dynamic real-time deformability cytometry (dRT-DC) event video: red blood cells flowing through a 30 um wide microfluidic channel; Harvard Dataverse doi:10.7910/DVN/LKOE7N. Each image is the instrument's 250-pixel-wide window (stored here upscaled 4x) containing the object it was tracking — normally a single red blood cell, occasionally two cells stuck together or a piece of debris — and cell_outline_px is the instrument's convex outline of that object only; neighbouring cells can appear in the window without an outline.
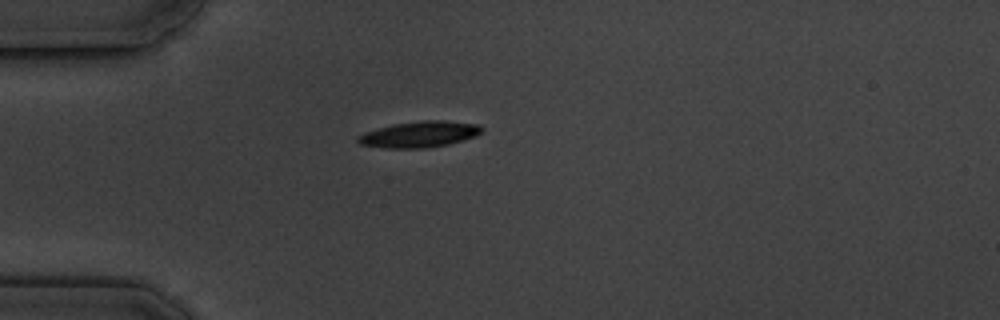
{"species": "common noctule bat (a hibernating species)", "species_latin": "Nyctalus noctula", "temperature_condition": "cold", "stored_images_in_passage": 1, "camera_frame_rate_fps": 3000, "um_per_image_px": 0.085, "animal": {"sex": "male", "body_mass_g": 19.5, "forearm_length_mm": 54.6}, "frame": {"image": 1, "passage_image": 1, "time_ms": 0.0, "image_size_px": [1000, 320], "cell_outline_px": [[484, 128], [476, 136], [464, 140], [448, 144], [424, 148], [388, 148], [360, 144], [356, 140], [356, 136], [364, 132], [392, 124], [420, 120], [444, 120], [480, 124]], "centroid_in_image_um": [35.66, 11.4], "position_along_channel_um": 49.3, "area_um2": 18.96}}